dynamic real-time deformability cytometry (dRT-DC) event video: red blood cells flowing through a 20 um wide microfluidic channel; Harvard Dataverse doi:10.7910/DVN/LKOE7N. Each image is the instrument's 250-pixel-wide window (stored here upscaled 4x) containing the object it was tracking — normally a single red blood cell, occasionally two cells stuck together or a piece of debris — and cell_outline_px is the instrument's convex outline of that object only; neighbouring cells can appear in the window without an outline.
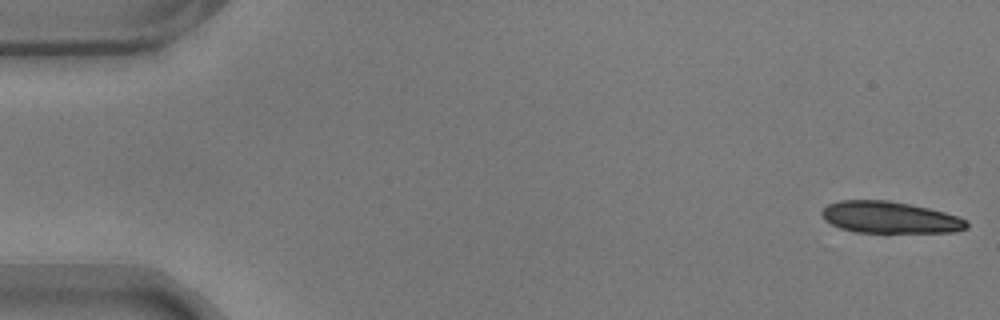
{"species": "common noctule bat (a hibernating species)", "species_latin": "Nyctalus noctula", "temperature_condition": "warm", "stored_images_in_passage": 56, "camera_frame_rate_fps": 3000, "um_per_image_px": 0.085, "animal": {"sex": "male", "body_mass_g": 17.9}, "frame": {"image": 1, "passage_image": 1, "time_ms": 0.0, "image_size_px": [1000, 320], "cell_outline_px": [[968, 228], [952, 232], [884, 236], [856, 232], [840, 228], [824, 220], [820, 212], [828, 204], [840, 200], [888, 200], [928, 208], [944, 212], [968, 220]], "centroid_in_image_um": [75.65, 18.54], "position_along_channel_um": 9.4, "area_um2": 28.03}}
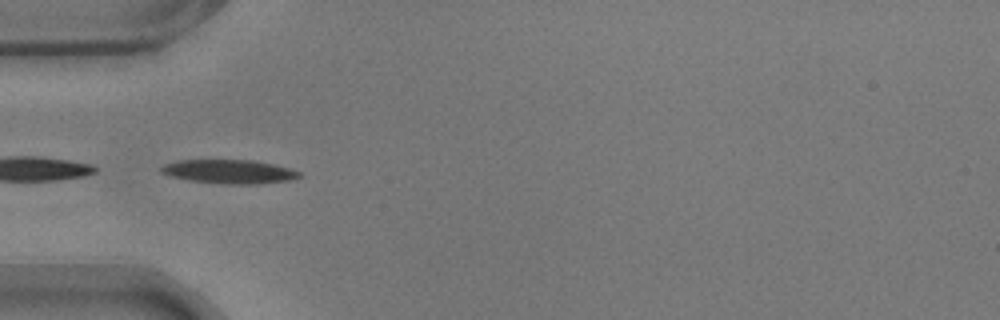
{"frame": {"image": 2, "passage_image": 18, "time_ms": 5.667, "image_size_px": [1000, 320], "cell_outline_px": [[300, 176], [288, 180], [260, 184], [228, 184], [192, 180], [172, 176], [160, 172], [160, 168], [164, 164], [180, 160], [256, 160], [288, 168], [300, 172]], "centroid_in_image_um": [19.48, 14.58], "position_along_channel_um": 65.5, "area_um2": 18.9}}
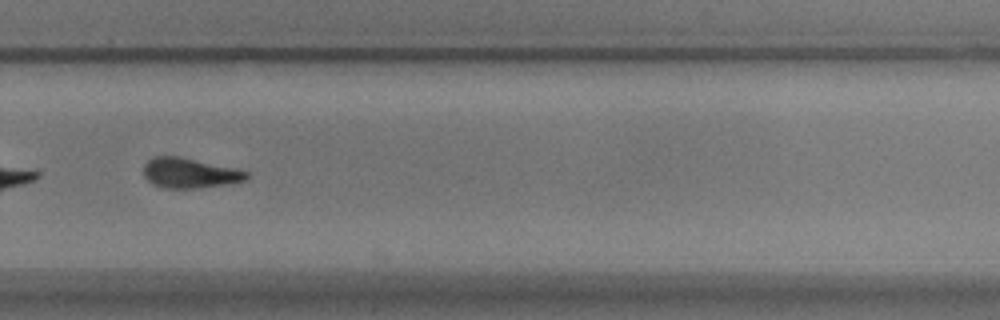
{"frame": {"image": 3, "passage_image": 39, "time_ms": 12.667, "image_size_px": [1000, 320], "cell_outline_px": [[248, 176], [244, 180], [224, 184], [196, 188], [164, 188], [152, 184], [144, 176], [144, 164], [152, 156], [180, 156], [236, 168], [248, 172]], "centroid_in_image_um": [16.08, 14.69], "position_along_channel_um": 313.7, "area_um2": 17.98}, "authors_computed_cell_mechanics": {"area_um2": 18.9873, "velocity_mm_per_s": 3.5571, "shape_relaxation_time_tau1_ms": 5.0896, "shape_relaxation_time_tau2_ms": 7.2238, "deformation_change_tau1": 0.1693, "deformation_change_tau2": 0.1428}}